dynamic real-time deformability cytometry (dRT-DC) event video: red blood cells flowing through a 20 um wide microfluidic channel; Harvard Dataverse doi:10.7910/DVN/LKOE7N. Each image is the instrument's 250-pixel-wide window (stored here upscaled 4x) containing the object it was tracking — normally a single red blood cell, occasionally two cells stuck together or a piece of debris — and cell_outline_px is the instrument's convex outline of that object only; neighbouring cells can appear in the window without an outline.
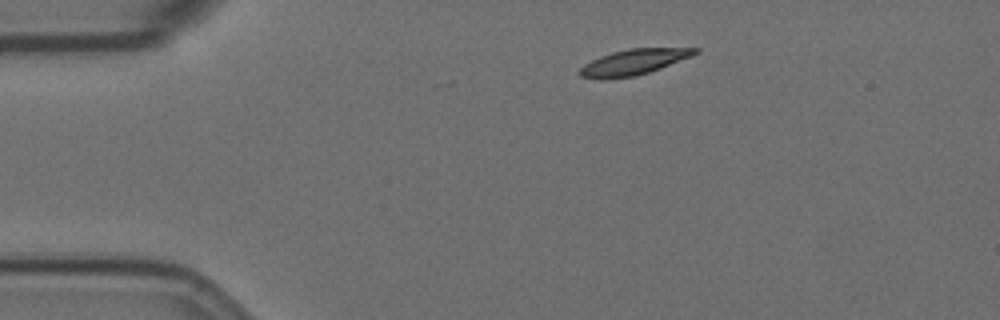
{"species": "Egyptian fruit bat (a non-hibernating species)", "species_latin": "Rousettus aegyptiacus", "temperature_condition": "room temperature", "stored_images_in_passage": 44, "camera_frame_rate_fps": 3000, "um_per_image_px": 0.085, "animal": {"sex": "female"}, "frame": {"image": 1, "passage_image": 1, "time_ms": 0.0, "image_size_px": [1000, 320], "cell_outline_px": [[700, 52], [692, 56], [660, 68], [648, 72], [632, 76], [604, 80], [596, 80], [580, 76], [576, 72], [584, 64], [600, 56], [612, 52], [628, 48], [700, 48]], "centroid_in_image_um": [53.81, 5.28], "position_along_channel_um": 31.2, "area_um2": 17.34}}
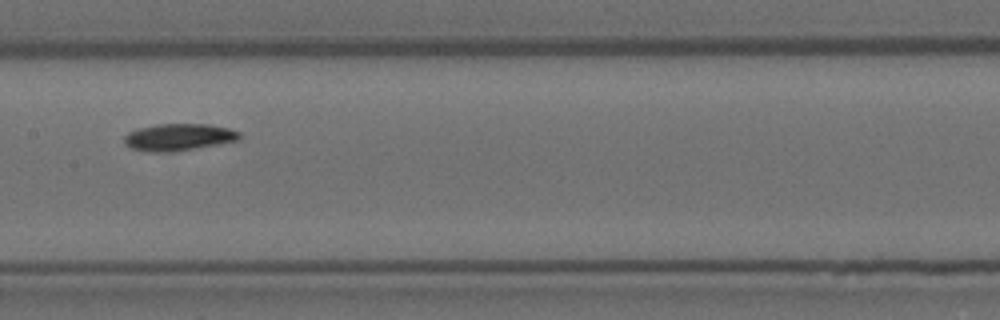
{"frame": {"image": 2, "passage_image": 19, "time_ms": 6.0, "image_size_px": [1000, 320], "cell_outline_px": [[240, 140], [172, 152], [148, 152], [128, 148], [124, 144], [124, 136], [128, 132], [140, 128], [156, 124], [208, 124], [228, 128], [240, 132]], "centroid_in_image_um": [15.15, 11.66], "position_along_channel_um": 192.3, "area_um2": 18.21}}
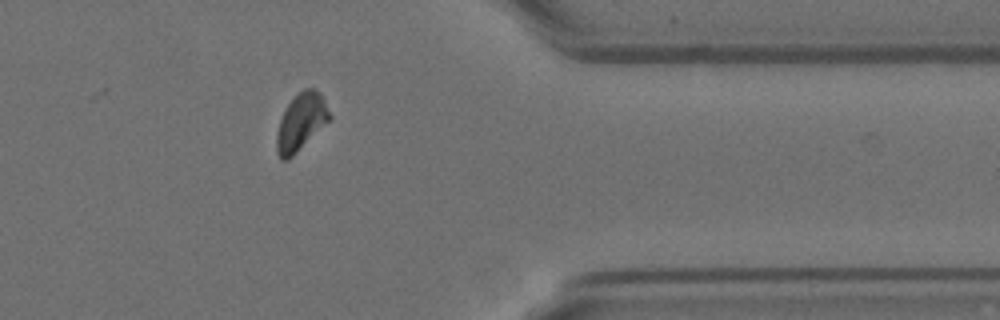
{"frame": {"image": 3, "passage_image": 37, "time_ms": 12.0, "image_size_px": [1000, 320], "cell_outline_px": [[332, 116], [288, 160], [280, 160], [276, 152], [276, 132], [280, 120], [288, 104], [304, 88], [312, 88], [320, 92]], "centroid_in_image_um": [25.55, 10.38], "position_along_channel_um": 385.8, "area_um2": 17.11}, "authors_computed_cell_mechanics": {"area_um2": 17.7157, "velocity_mm_per_s": 3.5076, "shape_relaxation_time_tau1_ms": 6.9619, "shape_relaxation_time_tau2_ms": null, "deformation_change_tau1": 0.1724, "deformation_change_tau2": null}}